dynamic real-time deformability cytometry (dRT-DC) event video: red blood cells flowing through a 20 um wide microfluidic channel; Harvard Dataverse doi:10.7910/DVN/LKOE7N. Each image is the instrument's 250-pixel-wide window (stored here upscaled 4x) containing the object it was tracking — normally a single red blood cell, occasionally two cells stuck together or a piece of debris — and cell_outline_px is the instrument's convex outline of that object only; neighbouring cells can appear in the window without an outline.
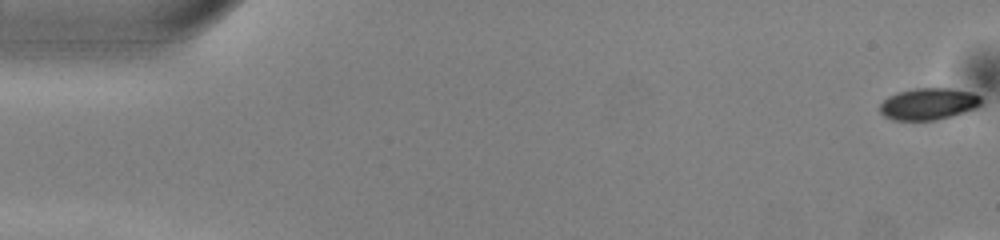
{"species": "common noctule bat (a hibernating species)", "species_latin": "Nyctalus noctula", "temperature_condition": "warm", "stored_images_in_passage": 14, "camera_frame_rate_fps": 3000, "um_per_image_px": 0.085, "animal": {"sex": "male", "body_mass_g": 13.0, "forearm_length_mm": 53.1}, "frame": {"image": 1, "passage_image": 1, "time_ms": 0.0, "image_size_px": [1000, 240], "cell_outline_px": [[980, 104], [976, 108], [952, 116], [936, 120], [892, 120], [884, 116], [880, 112], [880, 104], [888, 96], [900, 92], [916, 88], [948, 88], [972, 92], [980, 96]], "centroid_in_image_um": [78.91, 8.84], "position_along_channel_um": 6.1, "area_um2": 18.67}}
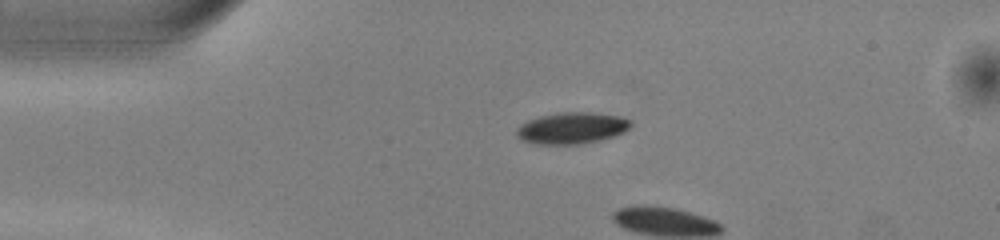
{"frame": {"image": 2, "passage_image": 12, "time_ms": 3.667, "image_size_px": [1000, 240], "cell_outline_px": [[632, 124], [624, 132], [600, 140], [580, 144], [536, 144], [520, 140], [516, 136], [516, 128], [520, 124], [528, 120], [540, 116], [560, 112], [592, 112], [620, 116], [628, 120]], "centroid_in_image_um": [48.55, 10.88], "position_along_channel_um": 36.4, "area_um2": 20.98}}